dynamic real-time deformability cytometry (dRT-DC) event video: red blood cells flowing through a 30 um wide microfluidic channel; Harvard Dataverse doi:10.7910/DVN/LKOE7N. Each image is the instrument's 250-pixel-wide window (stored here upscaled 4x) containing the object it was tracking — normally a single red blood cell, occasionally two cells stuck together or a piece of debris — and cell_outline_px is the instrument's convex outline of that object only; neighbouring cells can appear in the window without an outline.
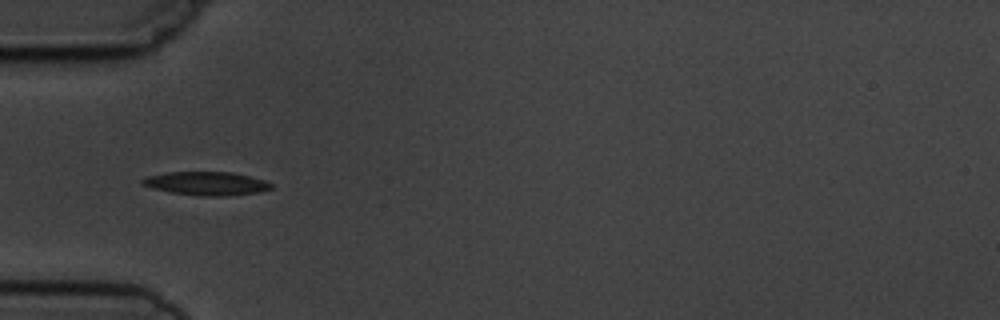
{"species": "common noctule bat (a hibernating species)", "species_latin": "Nyctalus noctula", "temperature_condition": "cold", "stored_images_in_passage": 4, "camera_frame_rate_fps": 3000, "um_per_image_px": 0.085, "animal": {"sex": "male", "body_mass_g": 19.5, "forearm_length_mm": 54.6}, "frame": {"image": 1, "passage_image": 2, "time_ms": 1.0, "image_size_px": [1000, 320], "cell_outline_px": [[272, 188], [256, 192], [228, 196], [200, 196], [172, 192], [152, 188], [140, 184], [140, 180], [148, 176], [168, 172], [232, 172], [264, 180], [272, 184]], "centroid_in_image_um": [17.51, 15.59], "position_along_channel_um": 67.5, "area_um2": 17.51}}
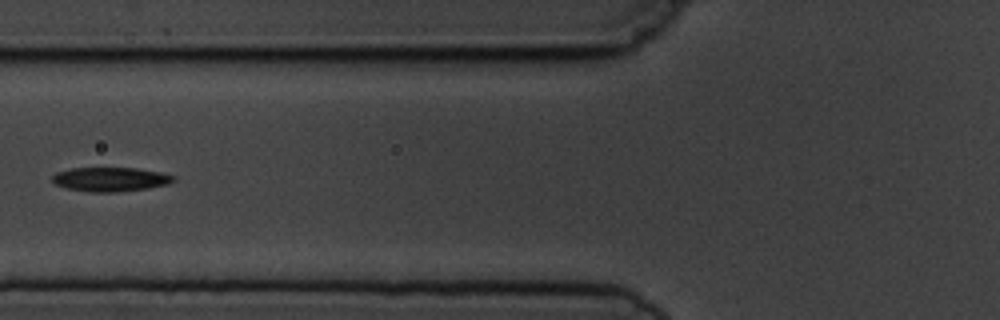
{"frame": {"image": 2, "passage_image": 3, "time_ms": 2.333, "image_size_px": [1000, 320], "cell_outline_px": [[176, 180], [168, 184], [148, 188], [116, 192], [92, 192], [68, 188], [56, 184], [52, 180], [52, 176], [56, 172], [72, 168], [136, 168], [160, 172], [176, 176]], "centroid_in_image_um": [9.42, 15.23], "position_along_channel_um": 116.4, "area_um2": 16.99}}
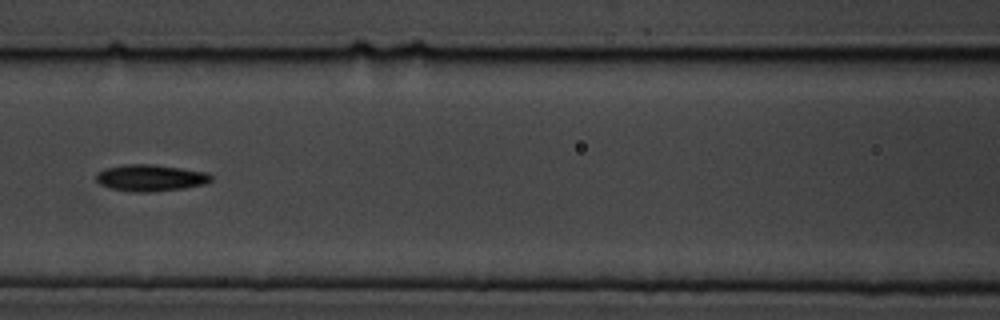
{"frame": {"image": 3, "passage_image": 4, "time_ms": 3.333, "image_size_px": [1000, 320], "cell_outline_px": [[212, 180], [204, 184], [184, 188], [152, 192], [132, 192], [108, 188], [100, 184], [96, 180], [96, 172], [104, 168], [124, 164], [152, 164], [208, 172], [212, 176]], "centroid_in_image_um": [12.76, 15.12], "position_along_channel_um": 153.8, "area_um2": 18.03}}